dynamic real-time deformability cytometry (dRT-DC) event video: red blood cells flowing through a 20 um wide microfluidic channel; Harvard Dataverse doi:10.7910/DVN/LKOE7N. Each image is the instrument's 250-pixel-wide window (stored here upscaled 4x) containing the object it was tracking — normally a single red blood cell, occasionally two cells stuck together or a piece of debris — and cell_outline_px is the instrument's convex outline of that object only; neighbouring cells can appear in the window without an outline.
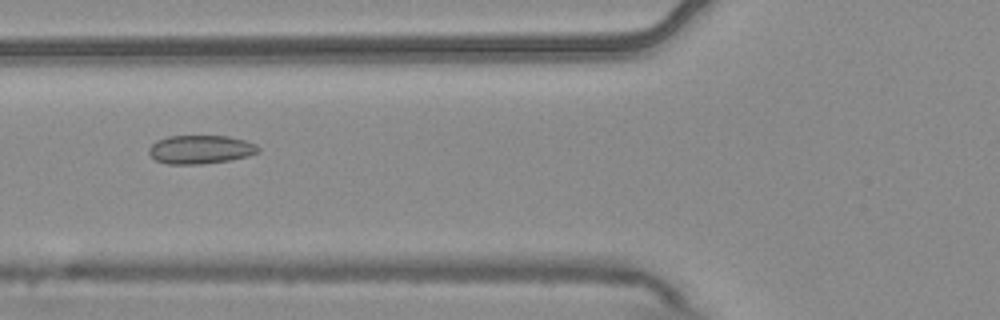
{"species": "common noctule bat (a hibernating species)", "species_latin": "Nyctalus noctula", "temperature_condition": "warm", "stored_images_in_passage": 7, "camera_frame_rate_fps": 3000, "um_per_image_px": 0.085, "animal": {"sex": "male", "body_mass_g": 20.4}, "frame": {"image": 1, "passage_image": 6, "time_ms": 1.667, "image_size_px": [1000, 320], "cell_outline_px": [[260, 148], [256, 152], [248, 156], [228, 160], [200, 164], [168, 164], [156, 160], [148, 152], [148, 148], [156, 140], [168, 136], [228, 136], [244, 140], [256, 144]], "centroid_in_image_um": [17.01, 12.7], "position_along_channel_um": 108.8, "area_um2": 18.09}}
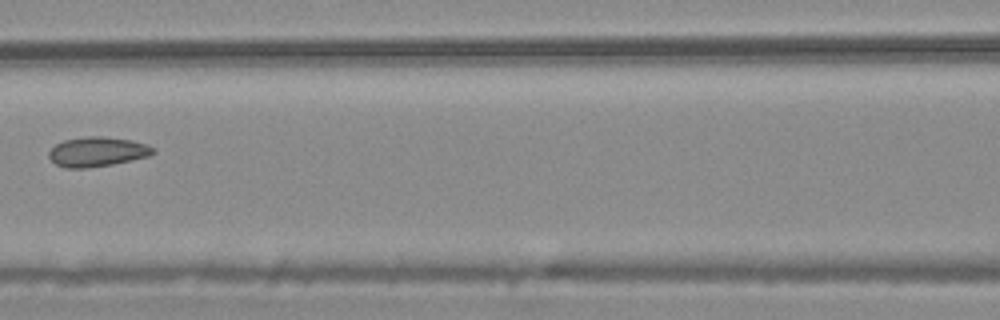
{"frame": {"image": 2, "passage_image": 7, "time_ms": 2.0, "image_size_px": [1000, 320], "cell_outline_px": [[156, 152], [148, 156], [132, 160], [112, 164], [88, 168], [64, 168], [56, 164], [48, 156], [48, 152], [56, 144], [64, 140], [88, 136], [100, 136], [128, 140], [148, 144], [156, 148]], "centroid_in_image_um": [8.27, 12.9], "position_along_channel_um": 158.3, "area_um2": 17.98}}